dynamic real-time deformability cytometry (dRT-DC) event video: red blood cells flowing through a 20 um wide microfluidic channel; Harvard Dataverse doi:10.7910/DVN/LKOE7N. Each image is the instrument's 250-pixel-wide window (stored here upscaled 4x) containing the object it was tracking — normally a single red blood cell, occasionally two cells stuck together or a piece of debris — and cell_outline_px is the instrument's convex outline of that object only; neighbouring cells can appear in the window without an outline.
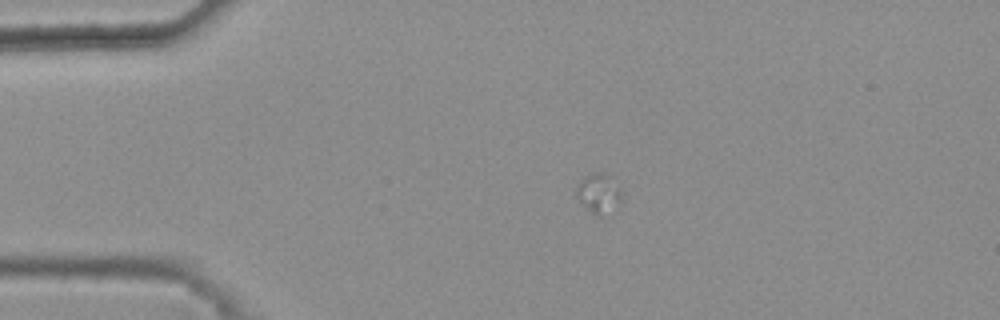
{"species": "common noctule bat (a hibernating species)", "species_latin": "Nyctalus noctula", "temperature_condition": "warm", "stored_images_in_passage": 4, "camera_frame_rate_fps": 3000, "um_per_image_px": 0.085, "animal": {"sex": "female", "body_mass_g": 25.1}, "frame": {"image": 1, "passage_image": 1, "time_ms": 0.0, "image_size_px": [1000, 320], "cell_outline_px": [[620, 200], [600, 216], [596, 216], [576, 196], [576, 188], [580, 180], [588, 172], [604, 172], [612, 176], [620, 184]], "centroid_in_image_um": [50.87, 16.32], "position_along_channel_um": 34.1, "area_um2": 10.23}}